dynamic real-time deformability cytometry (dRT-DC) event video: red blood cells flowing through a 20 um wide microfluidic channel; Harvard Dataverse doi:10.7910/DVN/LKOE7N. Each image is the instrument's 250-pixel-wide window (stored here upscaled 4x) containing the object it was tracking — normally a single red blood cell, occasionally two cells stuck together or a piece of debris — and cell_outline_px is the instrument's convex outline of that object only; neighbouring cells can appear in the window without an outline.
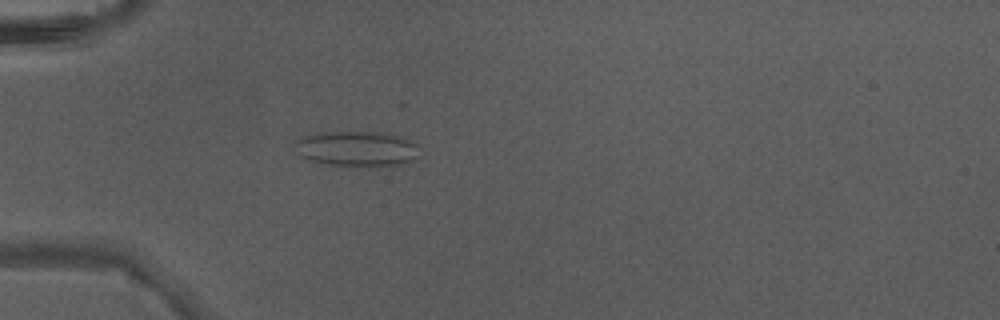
{"species": "Egyptian fruit bat (a non-hibernating species)", "species_latin": "Rousettus aegyptiacus", "temperature_condition": "warm", "stored_images_in_passage": 2, "camera_frame_rate_fps": 3000, "um_per_image_px": 0.085, "animal": {"sex": "male"}, "frame": {"image": 1, "passage_image": 2, "time_ms": 0.333, "image_size_px": [1000, 320], "cell_outline_px": [[416, 144], [412, 160], [400, 164], [368, 168], [332, 168], [300, 156], [296, 152], [292, 144], [296, 140], [304, 136], [320, 132], [392, 132], [404, 136], [412, 140]], "centroid_in_image_um": [30.24, 12.67], "position_along_channel_um": 54.8, "area_um2": 26.76}}